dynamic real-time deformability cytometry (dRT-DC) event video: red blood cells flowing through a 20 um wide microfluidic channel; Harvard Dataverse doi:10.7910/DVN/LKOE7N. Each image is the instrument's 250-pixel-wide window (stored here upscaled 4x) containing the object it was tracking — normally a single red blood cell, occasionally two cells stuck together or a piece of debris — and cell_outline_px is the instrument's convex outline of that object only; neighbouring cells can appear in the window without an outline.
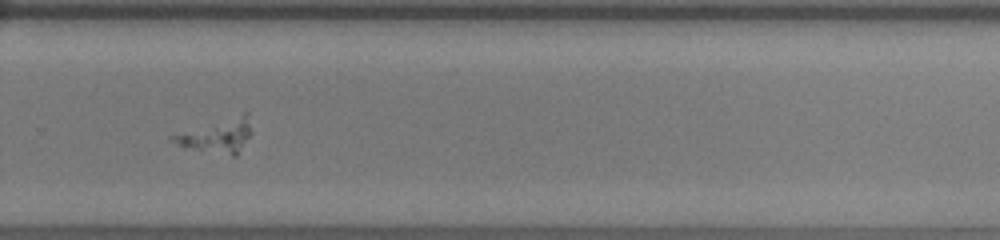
{"species": "human", "species_latin": "Homo sapiens", "temperature_condition": "room temperature", "stored_images_in_passage": 40, "segment_of_instrument_passage": [1, 2], "camera_frame_rate_fps": 3000, "um_per_image_px": 0.085, "donor": {"sex": "female"}, "frame": {"image": 1, "passage_image": 24, "time_ms": 7.667, "image_size_px": [1000, 240], "cell_outline_px": [[252, 132], [236, 156], [232, 156], [184, 148], [168, 140], [168, 136], [244, 108], [248, 112]], "centroid_in_image_um": [18.46, 11.44], "position_along_channel_um": 311.3, "area_um2": 16.82}}